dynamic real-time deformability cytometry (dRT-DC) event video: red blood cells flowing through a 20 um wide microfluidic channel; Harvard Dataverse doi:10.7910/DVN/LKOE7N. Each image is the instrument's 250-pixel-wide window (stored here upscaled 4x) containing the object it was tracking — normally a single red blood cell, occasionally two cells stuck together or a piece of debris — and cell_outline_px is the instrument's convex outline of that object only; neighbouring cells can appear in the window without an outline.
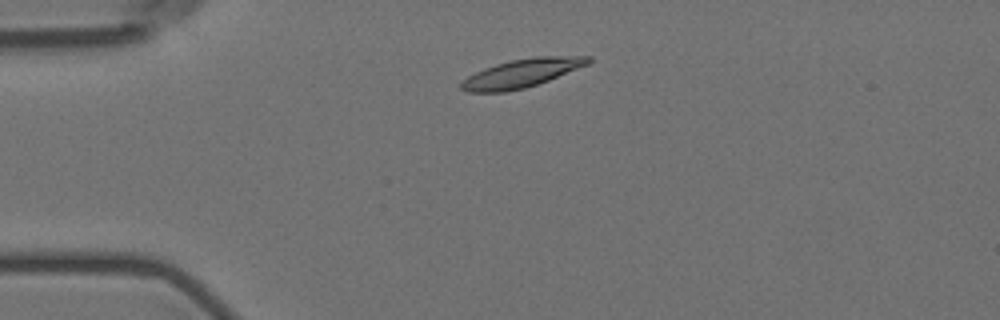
{"species": "Egyptian fruit bat (a non-hibernating species)", "species_latin": "Rousettus aegyptiacus", "temperature_condition": "room temperature", "stored_images_in_passage": 3, "camera_frame_rate_fps": 3000, "um_per_image_px": 0.085, "animal": {"sex": "female"}, "frame": {"image": 1, "passage_image": 1, "time_ms": 0.0, "image_size_px": [1000, 320], "cell_outline_px": [[592, 60], [588, 64], [548, 80], [524, 88], [504, 92], [468, 92], [460, 88], [460, 84], [468, 76], [484, 68], [496, 64], [512, 60], [536, 56], [592, 56]], "centroid_in_image_um": [44.34, 6.22], "position_along_channel_um": 40.7, "area_um2": 20.75}}
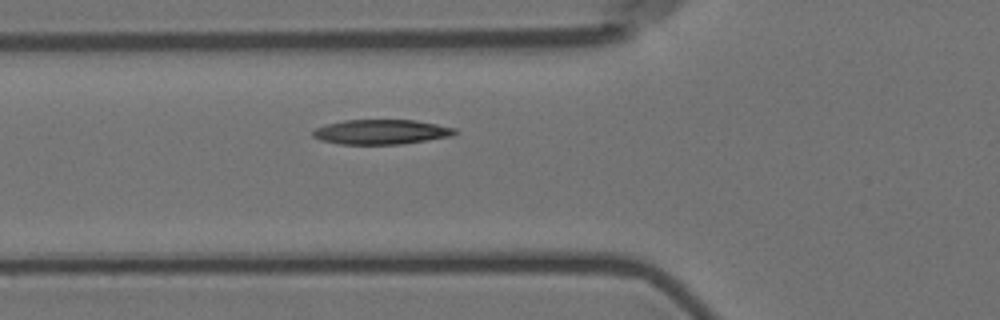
{"frame": {"image": 2, "passage_image": 3, "time_ms": 2.333, "image_size_px": [1000, 320], "cell_outline_px": [[460, 132], [452, 136], [400, 144], [340, 144], [320, 140], [312, 136], [312, 132], [316, 128], [328, 124], [344, 120], [416, 120], [456, 128]], "centroid_in_image_um": [32.43, 11.21], "position_along_channel_um": 93.4, "area_um2": 20.46}}